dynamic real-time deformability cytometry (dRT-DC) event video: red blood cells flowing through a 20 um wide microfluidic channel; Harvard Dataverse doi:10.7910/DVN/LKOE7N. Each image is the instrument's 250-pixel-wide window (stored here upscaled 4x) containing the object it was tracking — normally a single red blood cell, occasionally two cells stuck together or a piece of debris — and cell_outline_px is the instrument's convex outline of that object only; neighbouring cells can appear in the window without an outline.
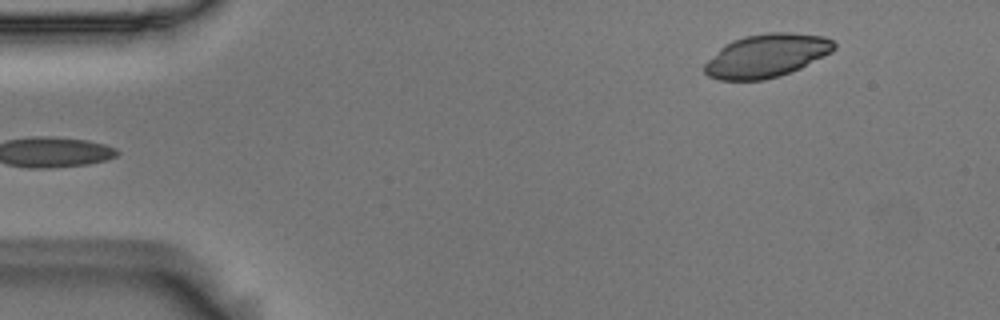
{"species": "Egyptian fruit bat (a non-hibernating species)", "species_latin": "Rousettus aegyptiacus", "temperature_condition": "room temperature", "stored_images_in_passage": 5, "camera_frame_rate_fps": 3000, "um_per_image_px": 0.085, "animal": {"sex": "male"}, "frame": {"image": 1, "passage_image": 5, "time_ms": 1.333, "image_size_px": [1000, 320], "cell_outline_px": [[836, 48], [832, 52], [800, 68], [780, 76], [764, 80], [720, 80], [708, 76], [704, 72], [704, 64], [724, 44], [732, 40], [744, 36], [768, 32], [792, 32], [824, 36], [832, 40], [836, 44]], "centroid_in_image_um": [65.16, 4.72], "position_along_channel_um": 19.8, "area_um2": 32.83}}